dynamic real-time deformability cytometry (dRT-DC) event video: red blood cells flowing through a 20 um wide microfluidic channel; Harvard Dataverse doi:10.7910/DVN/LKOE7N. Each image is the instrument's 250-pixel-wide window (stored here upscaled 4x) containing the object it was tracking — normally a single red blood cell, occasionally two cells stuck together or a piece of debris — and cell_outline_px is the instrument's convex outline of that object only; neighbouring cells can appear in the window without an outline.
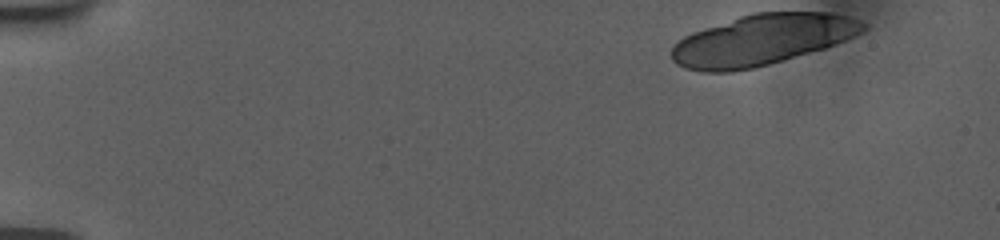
{"species": "human", "species_latin": "Homo sapiens", "temperature_condition": "room temperature", "stored_images_in_passage": 17, "camera_frame_rate_fps": 3000, "um_per_image_px": 0.085, "donor": {"sex": "female"}, "frame": {"image": 1, "passage_image": 1, "time_ms": 0.0, "image_size_px": [1000, 240], "cell_outline_px": [[868, 28], [844, 40], [824, 48], [784, 60], [752, 68], [732, 72], [704, 72], [684, 68], [676, 64], [672, 60], [672, 48], [676, 40], [692, 32], [752, 12], [832, 12], [848, 16], [860, 20], [868, 24]], "centroid_in_image_um": [64.75, 3.38], "position_along_channel_um": 20.3, "area_um2": 56.7}}